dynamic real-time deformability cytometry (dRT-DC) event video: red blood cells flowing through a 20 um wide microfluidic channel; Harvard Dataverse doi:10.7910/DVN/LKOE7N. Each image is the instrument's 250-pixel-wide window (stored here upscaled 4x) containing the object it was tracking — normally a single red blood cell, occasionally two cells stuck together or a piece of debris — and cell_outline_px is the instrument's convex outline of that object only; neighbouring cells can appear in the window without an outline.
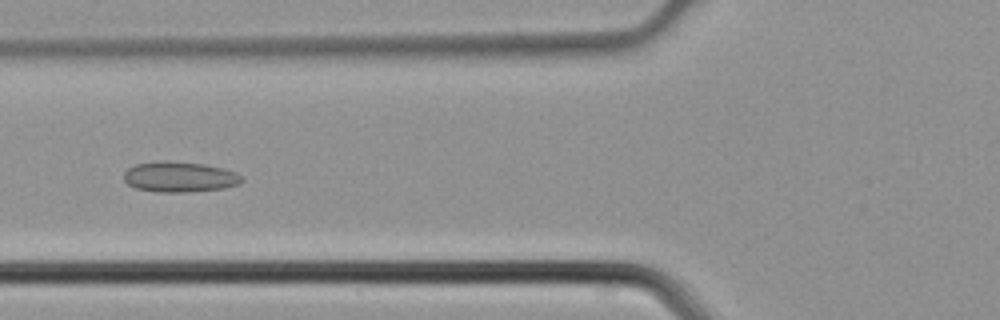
{"species": "common noctule bat (a hibernating species)", "species_latin": "Nyctalus noctula", "temperature_condition": "cold", "stored_images_in_passage": 4, "camera_frame_rate_fps": 3000, "um_per_image_px": 0.085, "animal": {"sex": "male", "body_mass_g": 21.5, "forearm_length_mm": 52.0}, "frame": {"image": 1, "passage_image": 4, "time_ms": 1.0, "image_size_px": [1000, 320], "cell_outline_px": [[244, 180], [240, 184], [224, 188], [188, 192], [156, 192], [136, 188], [128, 184], [124, 180], [124, 172], [128, 168], [136, 164], [164, 160], [168, 160], [204, 164], [236, 172], [244, 176]], "centroid_in_image_um": [15.28, 15.03], "position_along_channel_um": 110.5, "area_um2": 21.1}}